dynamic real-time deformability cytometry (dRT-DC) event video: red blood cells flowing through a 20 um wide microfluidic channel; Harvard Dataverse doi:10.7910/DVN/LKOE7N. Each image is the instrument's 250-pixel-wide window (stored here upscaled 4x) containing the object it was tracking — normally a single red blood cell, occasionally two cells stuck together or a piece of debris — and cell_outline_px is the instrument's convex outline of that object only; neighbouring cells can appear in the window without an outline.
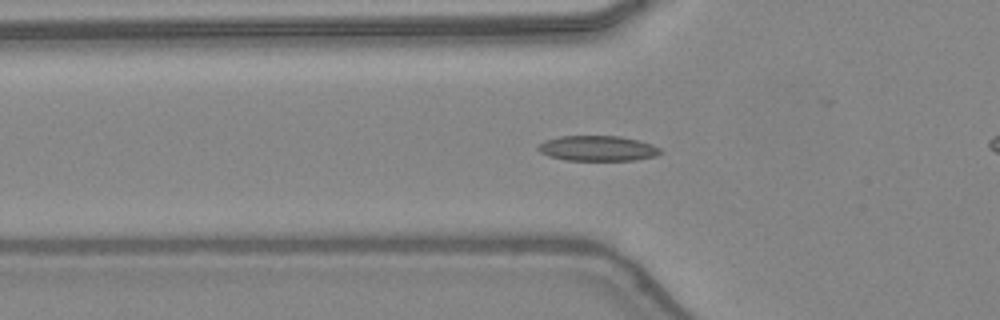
{"species": "common noctule bat (a hibernating species)", "species_latin": "Nyctalus noctula", "temperature_condition": "warm", "stored_images_in_passage": 48, "camera_frame_rate_fps": 3000, "um_per_image_px": 0.085, "animal": {"sex": "female", "body_mass_g": 24.6, "forearm_length_mm": 56.2}, "frame": {"image": 1, "passage_image": 17, "time_ms": 5.333, "image_size_px": [1000, 320], "cell_outline_px": [[664, 152], [656, 156], [636, 160], [564, 160], [548, 156], [540, 152], [536, 148], [544, 140], [560, 136], [620, 136], [640, 140], [652, 144], [660, 148]], "centroid_in_image_um": [50.82, 12.61], "position_along_channel_um": 75.0, "area_um2": 18.21}}
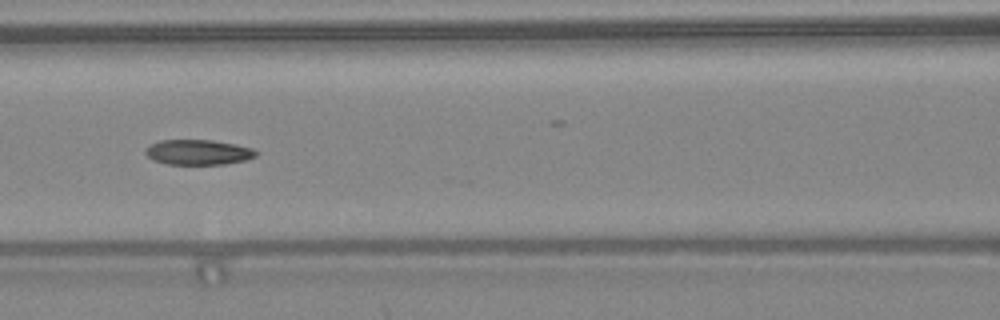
{"frame": {"image": 2, "passage_image": 22, "time_ms": 7.0, "image_size_px": [1000, 320], "cell_outline_px": [[256, 156], [244, 160], [224, 164], [168, 164], [152, 160], [144, 152], [152, 144], [160, 140], [212, 140], [252, 148], [256, 152]], "centroid_in_image_um": [16.82, 12.94], "position_along_channel_um": 149.8, "area_um2": 15.9}}
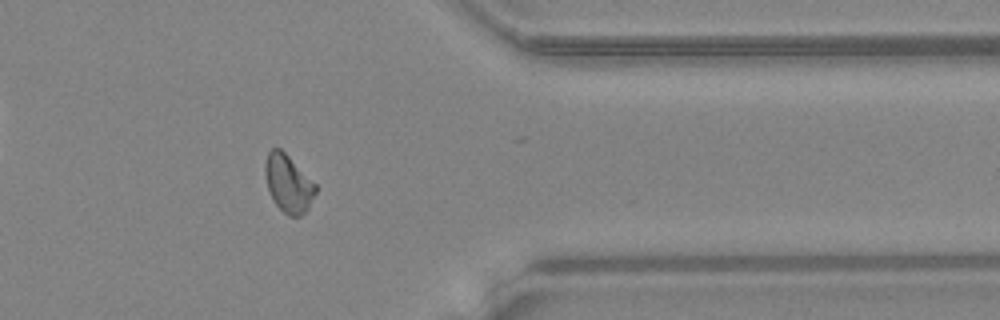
{"frame": {"image": 3, "passage_image": 39, "time_ms": 12.667, "image_size_px": [1000, 320], "cell_outline_px": [[316, 192], [308, 208], [300, 216], [288, 216], [272, 200], [268, 188], [264, 172], [264, 164], [268, 152], [272, 148], [280, 148], [316, 184]], "centroid_in_image_um": [24.49, 15.6], "position_along_channel_um": 386.9, "area_um2": 16.76}, "authors_computed_cell_mechanics": {"area_um2": 16.8198, "velocity_mm_per_s": 4.4188, "shape_relaxation_time_tau1_ms": 8.1789, "shape_relaxation_time_tau2_ms": 4.9133, "deformation_change_tau1": 0.1965, "deformation_change_tau2": 0.1099}}